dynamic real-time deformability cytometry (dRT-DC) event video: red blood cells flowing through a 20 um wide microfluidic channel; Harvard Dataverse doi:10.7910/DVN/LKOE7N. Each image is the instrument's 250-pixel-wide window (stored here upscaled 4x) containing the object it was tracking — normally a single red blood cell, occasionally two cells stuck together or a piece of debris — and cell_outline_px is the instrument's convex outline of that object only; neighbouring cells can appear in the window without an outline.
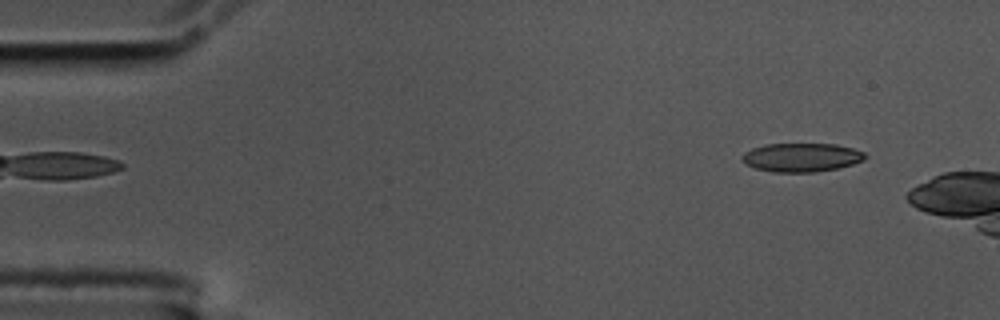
{"species": "common noctule bat (a hibernating species)", "species_latin": "Nyctalus noctula", "temperature_condition": "cold", "stored_images_in_passage": 9, "camera_frame_rate_fps": 3000, "um_per_image_px": 0.085, "animal": {"sex": "male", "body_mass_g": 17.5, "forearm_length_mm": 52.3}, "frame": {"image": 1, "passage_image": 4, "time_ms": 1.0, "image_size_px": [1000, 320], "cell_outline_px": [[864, 160], [840, 168], [816, 172], [772, 172], [756, 168], [744, 164], [740, 160], [740, 156], [744, 152], [752, 148], [764, 144], [836, 144], [852, 148], [864, 152]], "centroid_in_image_um": [68.07, 13.38], "position_along_channel_um": 16.9, "area_um2": 20.75}}